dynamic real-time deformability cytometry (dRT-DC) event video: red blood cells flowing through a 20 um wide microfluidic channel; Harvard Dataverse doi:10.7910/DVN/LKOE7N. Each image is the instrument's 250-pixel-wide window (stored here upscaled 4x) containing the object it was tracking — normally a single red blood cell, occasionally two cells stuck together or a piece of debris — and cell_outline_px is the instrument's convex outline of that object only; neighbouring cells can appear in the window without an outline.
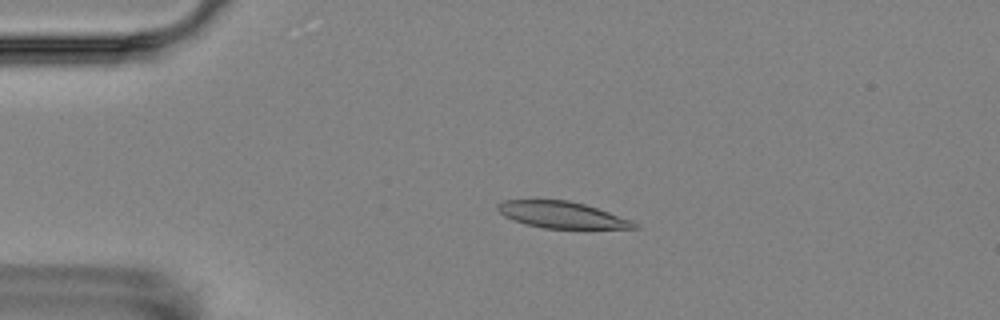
{"species": "Egyptian fruit bat (a non-hibernating species)", "species_latin": "Rousettus aegyptiacus", "temperature_condition": "room temperature", "stored_images_in_passage": 5, "camera_frame_rate_fps": 3000, "um_per_image_px": 0.085, "animal": {"sex": "female"}, "frame": {"image": 1, "passage_image": 4, "time_ms": 3.333, "image_size_px": [1000, 320], "cell_outline_px": [[640, 228], [544, 228], [524, 224], [512, 220], [504, 216], [496, 208], [496, 204], [504, 200], [568, 200], [584, 204], [632, 220], [640, 224]], "centroid_in_image_um": [47.74, 18.26], "position_along_channel_um": 37.3, "area_um2": 21.04}}